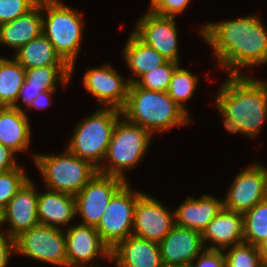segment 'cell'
Wrapping results in <instances>:
<instances>
[{"mask_svg": "<svg viewBox=\"0 0 267 267\" xmlns=\"http://www.w3.org/2000/svg\"><path fill=\"white\" fill-rule=\"evenodd\" d=\"M200 35L229 75H244L240 68L267 62V30L255 14L207 23Z\"/></svg>", "mask_w": 267, "mask_h": 267, "instance_id": "cell-1", "label": "cell"}, {"mask_svg": "<svg viewBox=\"0 0 267 267\" xmlns=\"http://www.w3.org/2000/svg\"><path fill=\"white\" fill-rule=\"evenodd\" d=\"M215 97L227 131L257 136L267 116V82L248 75H230Z\"/></svg>", "mask_w": 267, "mask_h": 267, "instance_id": "cell-2", "label": "cell"}, {"mask_svg": "<svg viewBox=\"0 0 267 267\" xmlns=\"http://www.w3.org/2000/svg\"><path fill=\"white\" fill-rule=\"evenodd\" d=\"M121 112L128 121L146 129L151 135L156 131L183 126L191 120L190 115L167 92L148 90L135 83L129 85L127 101Z\"/></svg>", "mask_w": 267, "mask_h": 267, "instance_id": "cell-3", "label": "cell"}, {"mask_svg": "<svg viewBox=\"0 0 267 267\" xmlns=\"http://www.w3.org/2000/svg\"><path fill=\"white\" fill-rule=\"evenodd\" d=\"M41 11L47 17L42 16V33L73 73L83 36V15L59 0H41Z\"/></svg>", "mask_w": 267, "mask_h": 267, "instance_id": "cell-4", "label": "cell"}, {"mask_svg": "<svg viewBox=\"0 0 267 267\" xmlns=\"http://www.w3.org/2000/svg\"><path fill=\"white\" fill-rule=\"evenodd\" d=\"M119 117H122V112L115 108L96 110L76 126L67 149L98 169Z\"/></svg>", "mask_w": 267, "mask_h": 267, "instance_id": "cell-5", "label": "cell"}, {"mask_svg": "<svg viewBox=\"0 0 267 267\" xmlns=\"http://www.w3.org/2000/svg\"><path fill=\"white\" fill-rule=\"evenodd\" d=\"M122 117L123 120L120 119ZM122 117L117 119L104 158L110 163L108 167L102 164L97 170L98 173L126 180L124 170L134 168L144 157L152 135L146 129Z\"/></svg>", "mask_w": 267, "mask_h": 267, "instance_id": "cell-6", "label": "cell"}, {"mask_svg": "<svg viewBox=\"0 0 267 267\" xmlns=\"http://www.w3.org/2000/svg\"><path fill=\"white\" fill-rule=\"evenodd\" d=\"M33 158L47 189L74 196L98 173L90 162L77 157L67 148L60 155L34 154Z\"/></svg>", "mask_w": 267, "mask_h": 267, "instance_id": "cell-7", "label": "cell"}, {"mask_svg": "<svg viewBox=\"0 0 267 267\" xmlns=\"http://www.w3.org/2000/svg\"><path fill=\"white\" fill-rule=\"evenodd\" d=\"M143 192L132 191L126 182L111 198L95 227L102 241L112 250L119 242L132 235L137 199Z\"/></svg>", "mask_w": 267, "mask_h": 267, "instance_id": "cell-8", "label": "cell"}, {"mask_svg": "<svg viewBox=\"0 0 267 267\" xmlns=\"http://www.w3.org/2000/svg\"><path fill=\"white\" fill-rule=\"evenodd\" d=\"M63 230L38 224L15 237V252L53 265L66 267Z\"/></svg>", "mask_w": 267, "mask_h": 267, "instance_id": "cell-9", "label": "cell"}, {"mask_svg": "<svg viewBox=\"0 0 267 267\" xmlns=\"http://www.w3.org/2000/svg\"><path fill=\"white\" fill-rule=\"evenodd\" d=\"M127 182L117 176L97 173L85 187L75 195L76 214H80L83 225L96 227L114 194Z\"/></svg>", "mask_w": 267, "mask_h": 267, "instance_id": "cell-10", "label": "cell"}, {"mask_svg": "<svg viewBox=\"0 0 267 267\" xmlns=\"http://www.w3.org/2000/svg\"><path fill=\"white\" fill-rule=\"evenodd\" d=\"M266 198L267 168L255 163L236 175L223 199V207L243 214Z\"/></svg>", "mask_w": 267, "mask_h": 267, "instance_id": "cell-11", "label": "cell"}, {"mask_svg": "<svg viewBox=\"0 0 267 267\" xmlns=\"http://www.w3.org/2000/svg\"><path fill=\"white\" fill-rule=\"evenodd\" d=\"M134 28L132 32L146 45L167 60L180 63L175 17L160 16L149 10Z\"/></svg>", "mask_w": 267, "mask_h": 267, "instance_id": "cell-12", "label": "cell"}, {"mask_svg": "<svg viewBox=\"0 0 267 267\" xmlns=\"http://www.w3.org/2000/svg\"><path fill=\"white\" fill-rule=\"evenodd\" d=\"M174 226V211L171 213L162 202L147 193L137 199L132 235L159 243Z\"/></svg>", "mask_w": 267, "mask_h": 267, "instance_id": "cell-13", "label": "cell"}, {"mask_svg": "<svg viewBox=\"0 0 267 267\" xmlns=\"http://www.w3.org/2000/svg\"><path fill=\"white\" fill-rule=\"evenodd\" d=\"M83 85L104 108L122 110L127 101L129 81L110 64L89 69L83 76Z\"/></svg>", "mask_w": 267, "mask_h": 267, "instance_id": "cell-14", "label": "cell"}, {"mask_svg": "<svg viewBox=\"0 0 267 267\" xmlns=\"http://www.w3.org/2000/svg\"><path fill=\"white\" fill-rule=\"evenodd\" d=\"M66 239L67 267L81 266L99 256L111 261V249L102 241L100 234L93 226L78 224L68 226L64 234Z\"/></svg>", "mask_w": 267, "mask_h": 267, "instance_id": "cell-15", "label": "cell"}, {"mask_svg": "<svg viewBox=\"0 0 267 267\" xmlns=\"http://www.w3.org/2000/svg\"><path fill=\"white\" fill-rule=\"evenodd\" d=\"M203 246L200 232L175 225L159 242L163 265H192Z\"/></svg>", "mask_w": 267, "mask_h": 267, "instance_id": "cell-16", "label": "cell"}, {"mask_svg": "<svg viewBox=\"0 0 267 267\" xmlns=\"http://www.w3.org/2000/svg\"><path fill=\"white\" fill-rule=\"evenodd\" d=\"M38 194L34 183L29 178L5 206L4 222L10 224L6 232L13 238L39 224Z\"/></svg>", "mask_w": 267, "mask_h": 267, "instance_id": "cell-17", "label": "cell"}, {"mask_svg": "<svg viewBox=\"0 0 267 267\" xmlns=\"http://www.w3.org/2000/svg\"><path fill=\"white\" fill-rule=\"evenodd\" d=\"M111 260L117 267H163L159 243L135 235L111 250Z\"/></svg>", "mask_w": 267, "mask_h": 267, "instance_id": "cell-18", "label": "cell"}, {"mask_svg": "<svg viewBox=\"0 0 267 267\" xmlns=\"http://www.w3.org/2000/svg\"><path fill=\"white\" fill-rule=\"evenodd\" d=\"M202 243L209 240L215 246L205 247L206 250L225 251L228 247L244 242L243 214L225 209L201 232ZM218 245V246H217Z\"/></svg>", "mask_w": 267, "mask_h": 267, "instance_id": "cell-19", "label": "cell"}, {"mask_svg": "<svg viewBox=\"0 0 267 267\" xmlns=\"http://www.w3.org/2000/svg\"><path fill=\"white\" fill-rule=\"evenodd\" d=\"M222 208L223 200L211 195L205 194L199 199L188 196L174 211L175 225L201 233Z\"/></svg>", "mask_w": 267, "mask_h": 267, "instance_id": "cell-20", "label": "cell"}, {"mask_svg": "<svg viewBox=\"0 0 267 267\" xmlns=\"http://www.w3.org/2000/svg\"><path fill=\"white\" fill-rule=\"evenodd\" d=\"M75 215L77 214L74 195L49 189L38 194L39 224L62 229V226L68 225L75 219Z\"/></svg>", "mask_w": 267, "mask_h": 267, "instance_id": "cell-21", "label": "cell"}, {"mask_svg": "<svg viewBox=\"0 0 267 267\" xmlns=\"http://www.w3.org/2000/svg\"><path fill=\"white\" fill-rule=\"evenodd\" d=\"M42 34L41 0L25 15L0 25V44L16 51Z\"/></svg>", "mask_w": 267, "mask_h": 267, "instance_id": "cell-22", "label": "cell"}, {"mask_svg": "<svg viewBox=\"0 0 267 267\" xmlns=\"http://www.w3.org/2000/svg\"><path fill=\"white\" fill-rule=\"evenodd\" d=\"M30 128L24 110L5 107L0 112V143L15 153L27 151L31 140Z\"/></svg>", "mask_w": 267, "mask_h": 267, "instance_id": "cell-23", "label": "cell"}, {"mask_svg": "<svg viewBox=\"0 0 267 267\" xmlns=\"http://www.w3.org/2000/svg\"><path fill=\"white\" fill-rule=\"evenodd\" d=\"M12 58L25 69L42 66H69L43 33L20 47Z\"/></svg>", "mask_w": 267, "mask_h": 267, "instance_id": "cell-24", "label": "cell"}, {"mask_svg": "<svg viewBox=\"0 0 267 267\" xmlns=\"http://www.w3.org/2000/svg\"><path fill=\"white\" fill-rule=\"evenodd\" d=\"M123 58L134 74L141 77L156 67L163 65L167 59L160 55L154 48L141 41L133 32L128 37L123 49Z\"/></svg>", "mask_w": 267, "mask_h": 267, "instance_id": "cell-25", "label": "cell"}, {"mask_svg": "<svg viewBox=\"0 0 267 267\" xmlns=\"http://www.w3.org/2000/svg\"><path fill=\"white\" fill-rule=\"evenodd\" d=\"M26 69L14 58L0 57V105L13 107L25 81Z\"/></svg>", "mask_w": 267, "mask_h": 267, "instance_id": "cell-26", "label": "cell"}, {"mask_svg": "<svg viewBox=\"0 0 267 267\" xmlns=\"http://www.w3.org/2000/svg\"><path fill=\"white\" fill-rule=\"evenodd\" d=\"M70 66H42L26 69V88L44 91L57 90V81L66 86L70 80Z\"/></svg>", "mask_w": 267, "mask_h": 267, "instance_id": "cell-27", "label": "cell"}, {"mask_svg": "<svg viewBox=\"0 0 267 267\" xmlns=\"http://www.w3.org/2000/svg\"><path fill=\"white\" fill-rule=\"evenodd\" d=\"M244 242L259 246L267 237V198L243 213Z\"/></svg>", "mask_w": 267, "mask_h": 267, "instance_id": "cell-28", "label": "cell"}, {"mask_svg": "<svg viewBox=\"0 0 267 267\" xmlns=\"http://www.w3.org/2000/svg\"><path fill=\"white\" fill-rule=\"evenodd\" d=\"M198 80V77L193 75L190 70L181 68L179 66L172 74L167 93L172 100L187 114L189 113L184 106V102L193 96Z\"/></svg>", "mask_w": 267, "mask_h": 267, "instance_id": "cell-29", "label": "cell"}, {"mask_svg": "<svg viewBox=\"0 0 267 267\" xmlns=\"http://www.w3.org/2000/svg\"><path fill=\"white\" fill-rule=\"evenodd\" d=\"M178 66L179 63L167 60L163 65L145 73L140 78H130L128 81L130 84L135 83L138 87L148 90L167 92L172 74Z\"/></svg>", "mask_w": 267, "mask_h": 267, "instance_id": "cell-30", "label": "cell"}, {"mask_svg": "<svg viewBox=\"0 0 267 267\" xmlns=\"http://www.w3.org/2000/svg\"><path fill=\"white\" fill-rule=\"evenodd\" d=\"M228 252L223 253L225 267H264L265 260L258 249V246L240 243L233 245Z\"/></svg>", "mask_w": 267, "mask_h": 267, "instance_id": "cell-31", "label": "cell"}, {"mask_svg": "<svg viewBox=\"0 0 267 267\" xmlns=\"http://www.w3.org/2000/svg\"><path fill=\"white\" fill-rule=\"evenodd\" d=\"M19 165L17 168L0 172V206L5 208L7 203L17 194L18 190L29 179Z\"/></svg>", "mask_w": 267, "mask_h": 267, "instance_id": "cell-32", "label": "cell"}, {"mask_svg": "<svg viewBox=\"0 0 267 267\" xmlns=\"http://www.w3.org/2000/svg\"><path fill=\"white\" fill-rule=\"evenodd\" d=\"M38 2L39 0H0V25L25 15Z\"/></svg>", "mask_w": 267, "mask_h": 267, "instance_id": "cell-33", "label": "cell"}, {"mask_svg": "<svg viewBox=\"0 0 267 267\" xmlns=\"http://www.w3.org/2000/svg\"><path fill=\"white\" fill-rule=\"evenodd\" d=\"M190 0H161L151 11L160 16L175 17L182 13Z\"/></svg>", "mask_w": 267, "mask_h": 267, "instance_id": "cell-34", "label": "cell"}, {"mask_svg": "<svg viewBox=\"0 0 267 267\" xmlns=\"http://www.w3.org/2000/svg\"><path fill=\"white\" fill-rule=\"evenodd\" d=\"M224 251L218 250H203L202 254L198 258L196 265L193 263V267H225Z\"/></svg>", "mask_w": 267, "mask_h": 267, "instance_id": "cell-35", "label": "cell"}, {"mask_svg": "<svg viewBox=\"0 0 267 267\" xmlns=\"http://www.w3.org/2000/svg\"><path fill=\"white\" fill-rule=\"evenodd\" d=\"M11 253H15V238L0 230V267H7Z\"/></svg>", "mask_w": 267, "mask_h": 267, "instance_id": "cell-36", "label": "cell"}, {"mask_svg": "<svg viewBox=\"0 0 267 267\" xmlns=\"http://www.w3.org/2000/svg\"><path fill=\"white\" fill-rule=\"evenodd\" d=\"M15 154L10 148L0 143V172L8 171L19 166L16 162Z\"/></svg>", "mask_w": 267, "mask_h": 267, "instance_id": "cell-37", "label": "cell"}, {"mask_svg": "<svg viewBox=\"0 0 267 267\" xmlns=\"http://www.w3.org/2000/svg\"><path fill=\"white\" fill-rule=\"evenodd\" d=\"M42 92L43 91L40 89L26 88V82L24 81L19 91L17 103L13 107L18 110H23L18 103L19 100H22V102L25 103L26 107L28 108L32 101Z\"/></svg>", "mask_w": 267, "mask_h": 267, "instance_id": "cell-38", "label": "cell"}, {"mask_svg": "<svg viewBox=\"0 0 267 267\" xmlns=\"http://www.w3.org/2000/svg\"><path fill=\"white\" fill-rule=\"evenodd\" d=\"M56 90H50V91H44L40 93L30 104L28 108H38V109H43L46 108L47 106L51 105L52 99H51V94L55 92Z\"/></svg>", "mask_w": 267, "mask_h": 267, "instance_id": "cell-39", "label": "cell"}, {"mask_svg": "<svg viewBox=\"0 0 267 267\" xmlns=\"http://www.w3.org/2000/svg\"><path fill=\"white\" fill-rule=\"evenodd\" d=\"M259 251L261 252L264 260L267 259V237L261 242L258 246Z\"/></svg>", "mask_w": 267, "mask_h": 267, "instance_id": "cell-40", "label": "cell"}, {"mask_svg": "<svg viewBox=\"0 0 267 267\" xmlns=\"http://www.w3.org/2000/svg\"><path fill=\"white\" fill-rule=\"evenodd\" d=\"M4 208L0 206V227L4 225Z\"/></svg>", "mask_w": 267, "mask_h": 267, "instance_id": "cell-41", "label": "cell"}, {"mask_svg": "<svg viewBox=\"0 0 267 267\" xmlns=\"http://www.w3.org/2000/svg\"><path fill=\"white\" fill-rule=\"evenodd\" d=\"M161 0H151V4H150V11L160 2Z\"/></svg>", "mask_w": 267, "mask_h": 267, "instance_id": "cell-42", "label": "cell"}, {"mask_svg": "<svg viewBox=\"0 0 267 267\" xmlns=\"http://www.w3.org/2000/svg\"><path fill=\"white\" fill-rule=\"evenodd\" d=\"M163 267H193L192 265H187V266H183V265H163Z\"/></svg>", "mask_w": 267, "mask_h": 267, "instance_id": "cell-43", "label": "cell"}, {"mask_svg": "<svg viewBox=\"0 0 267 267\" xmlns=\"http://www.w3.org/2000/svg\"><path fill=\"white\" fill-rule=\"evenodd\" d=\"M5 107L3 105H0V112L4 109Z\"/></svg>", "mask_w": 267, "mask_h": 267, "instance_id": "cell-44", "label": "cell"}, {"mask_svg": "<svg viewBox=\"0 0 267 267\" xmlns=\"http://www.w3.org/2000/svg\"><path fill=\"white\" fill-rule=\"evenodd\" d=\"M70 267H81V266H70ZM86 267H87V266H86ZM89 267H93V265H92V266L90 265ZM98 267H99V266H98Z\"/></svg>", "mask_w": 267, "mask_h": 267, "instance_id": "cell-45", "label": "cell"}]
</instances>
